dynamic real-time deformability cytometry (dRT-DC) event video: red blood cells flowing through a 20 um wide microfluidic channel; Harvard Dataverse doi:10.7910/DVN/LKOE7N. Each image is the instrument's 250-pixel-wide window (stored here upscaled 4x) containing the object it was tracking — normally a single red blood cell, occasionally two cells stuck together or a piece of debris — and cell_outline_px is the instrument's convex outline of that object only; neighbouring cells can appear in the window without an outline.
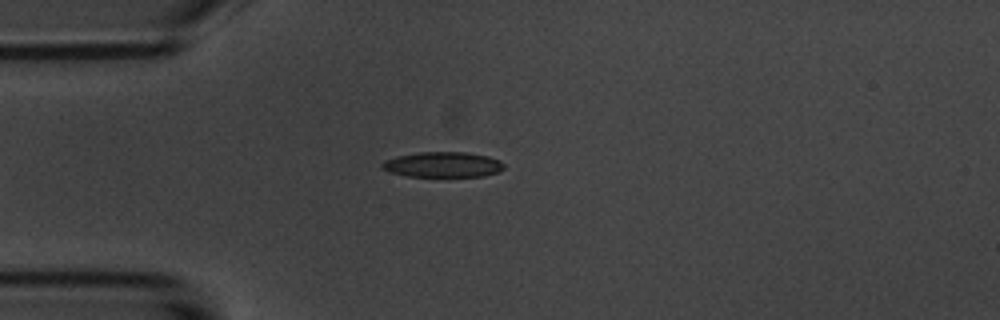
{"species": "common noctule bat (a hibernating species)", "species_latin": "Nyctalus noctula", "temperature_condition": "room temperature", "stored_images_in_passage": 1, "camera_frame_rate_fps": 3000, "um_per_image_px": 0.085, "animal": {"sex": "male", "body_mass_g": 20.1, "forearm_length_mm": 53.5}, "frame": {"image": 1, "passage_image": 1, "time_ms": 0.0, "image_size_px": [1000, 320], "cell_outline_px": [[504, 168], [496, 172], [484, 176], [408, 176], [388, 172], [380, 168], [380, 164], [384, 160], [396, 156], [420, 152], [468, 152], [488, 156], [500, 160], [504, 164]], "centroid_in_image_um": [37.6, 13.98], "position_along_channel_um": 47.4, "area_um2": 18.09}}